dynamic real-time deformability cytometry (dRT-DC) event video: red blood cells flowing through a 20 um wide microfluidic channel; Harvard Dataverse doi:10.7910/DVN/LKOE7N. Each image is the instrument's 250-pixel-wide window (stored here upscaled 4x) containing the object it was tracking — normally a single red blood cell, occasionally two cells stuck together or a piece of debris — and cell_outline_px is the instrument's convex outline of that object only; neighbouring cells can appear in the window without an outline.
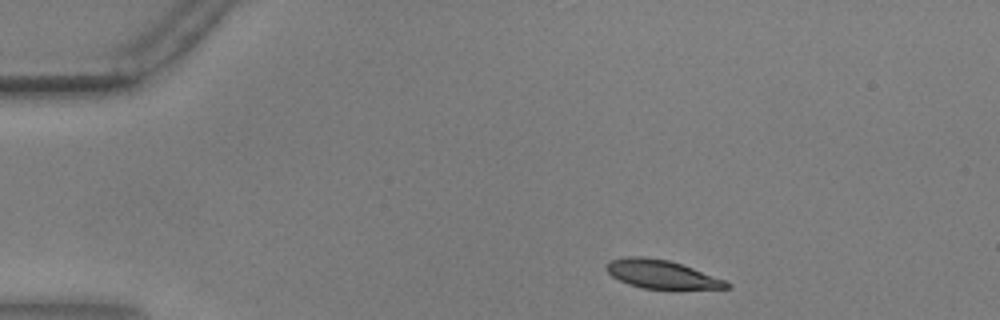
{"species": "common noctule bat (a hibernating species)", "species_latin": "Nyctalus noctula", "temperature_condition": "warm", "stored_images_in_passage": 26, "camera_frame_rate_fps": 3000, "um_per_image_px": 0.085, "animal": {"sex": "male", "body_mass_g": 17.9, "forearm_length_mm": 54.2}, "frame": {"image": 1, "passage_image": 3, "time_ms": 0.667, "image_size_px": [1000, 320], "cell_outline_px": [[732, 288], [640, 288], [628, 284], [612, 276], [604, 268], [604, 264], [608, 260], [624, 256], [644, 256], [668, 260], [692, 268], [724, 280], [732, 284]], "centroid_in_image_um": [56.14, 23.29], "position_along_channel_um": 28.9, "area_um2": 19.77}}
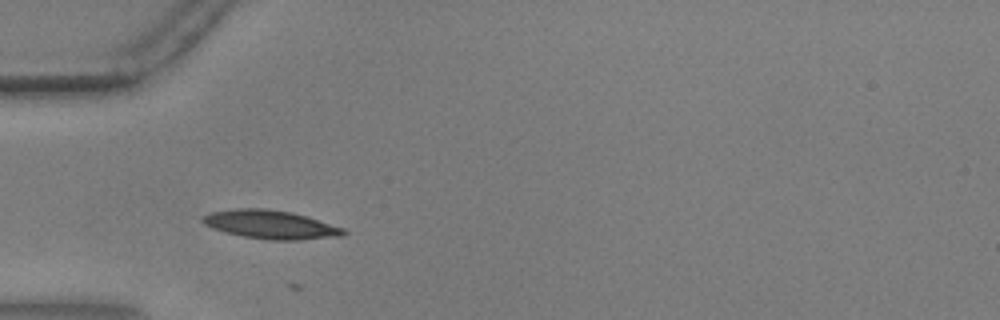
{"frame": {"image": 2, "passage_image": 11, "time_ms": 3.333, "image_size_px": [1000, 320], "cell_outline_px": [[348, 232], [344, 236], [296, 240], [268, 240], [244, 236], [224, 232], [212, 228], [204, 224], [200, 220], [200, 216], [208, 212], [236, 208], [264, 208], [292, 212], [344, 228]], "centroid_in_image_um": [22.96, 19.08], "position_along_channel_um": 62.0, "area_um2": 23.64}}
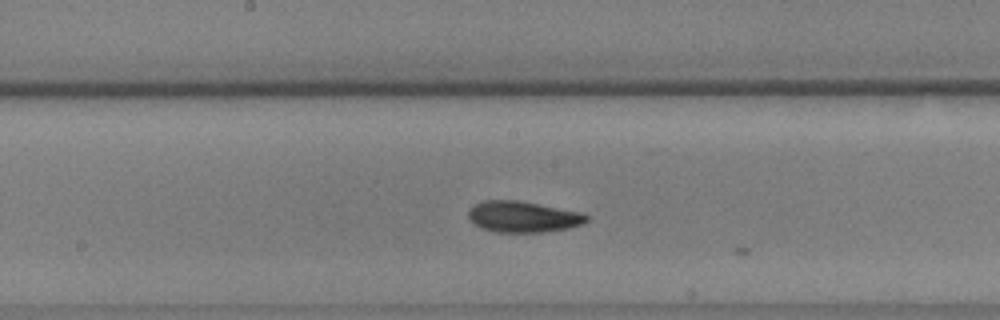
{"frame": {"image": 3, "passage_image": 23, "time_ms": 7.333, "image_size_px": [1000, 320], "cell_outline_px": [[592, 216], [584, 224], [568, 228], [544, 232], [496, 232], [480, 228], [468, 220], [468, 208], [484, 200], [520, 200], [584, 212]], "centroid_in_image_um": [44.49, 18.42], "position_along_channel_um": 203.7, "area_um2": 21.96}}